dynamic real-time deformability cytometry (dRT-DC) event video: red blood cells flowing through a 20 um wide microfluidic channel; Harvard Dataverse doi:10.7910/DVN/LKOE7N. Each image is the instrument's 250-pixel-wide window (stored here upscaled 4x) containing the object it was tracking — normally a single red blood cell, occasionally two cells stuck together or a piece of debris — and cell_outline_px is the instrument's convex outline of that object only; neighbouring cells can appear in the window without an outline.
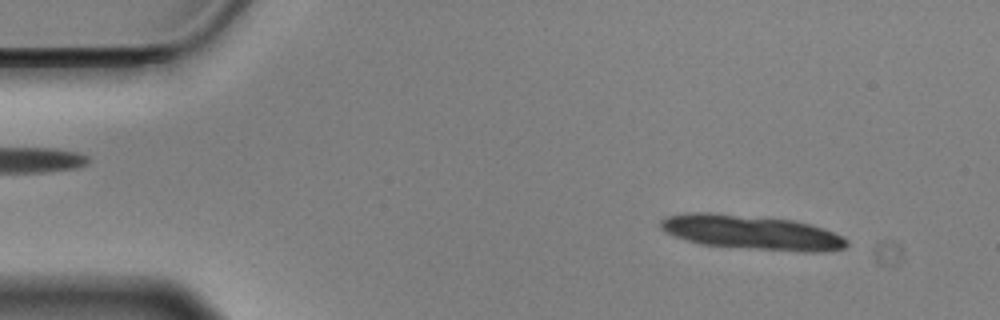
{"species": "Egyptian fruit bat (a non-hibernating species)", "species_latin": "Rousettus aegyptiacus", "temperature_condition": "cold", "stored_images_in_passage": 15, "camera_frame_rate_fps": 3000, "um_per_image_px": 0.085, "animal": {"sex": "male"}, "frame": {"image": 1, "passage_image": 5, "time_ms": 1.333, "image_size_px": [1000, 320], "cell_outline_px": [[848, 244], [844, 248], [824, 252], [800, 252], [748, 248], [700, 244], [664, 232], [660, 228], [660, 220], [668, 216], [684, 212], [712, 212], [792, 220], [824, 228], [848, 240]], "centroid_in_image_um": [63.87, 19.75], "position_along_channel_um": 21.1, "area_um2": 37.28}}